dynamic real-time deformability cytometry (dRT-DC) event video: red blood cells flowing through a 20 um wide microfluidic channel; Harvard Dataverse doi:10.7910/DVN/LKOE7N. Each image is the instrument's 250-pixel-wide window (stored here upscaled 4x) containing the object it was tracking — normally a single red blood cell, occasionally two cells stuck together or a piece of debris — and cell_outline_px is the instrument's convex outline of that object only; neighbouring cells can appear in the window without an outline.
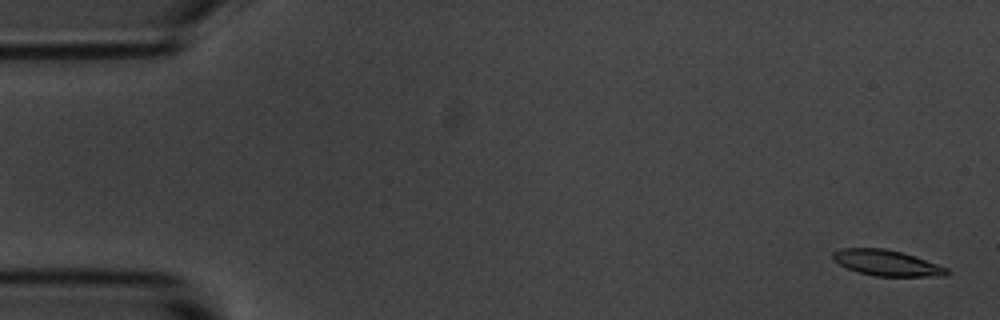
{"species": "common noctule bat (a hibernating species)", "species_latin": "Nyctalus noctula", "temperature_condition": "room temperature", "stored_images_in_passage": 55, "camera_frame_rate_fps": 3000, "um_per_image_px": 0.085, "animal": {"sex": "male", "body_mass_g": 20.1, "forearm_length_mm": 53.5}, "frame": {"image": 1, "passage_image": 1, "time_ms": 0.0, "image_size_px": [1000, 320], "cell_outline_px": [[952, 272], [948, 276], [876, 276], [856, 272], [832, 260], [832, 252], [840, 248], [884, 248], [900, 252], [948, 268]], "centroid_in_image_um": [75.35, 22.35], "position_along_channel_um": 9.6, "area_um2": 17.05}}
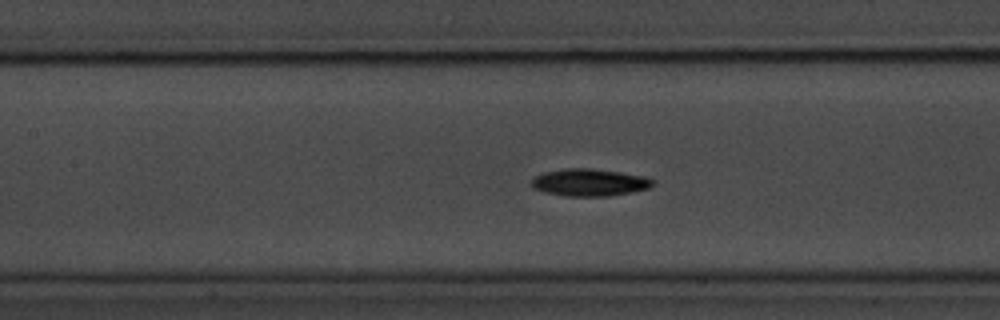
{"frame": {"image": 2, "passage_image": 24, "time_ms": 7.667, "image_size_px": [1000, 320], "cell_outline_px": [[656, 184], [648, 188], [632, 192], [608, 196], [564, 196], [544, 192], [532, 188], [532, 180], [536, 176], [544, 172], [568, 168], [592, 168], [620, 172], [644, 176], [652, 180]], "centroid_in_image_um": [50.11, 15.51], "position_along_channel_um": 157.3, "area_um2": 19.25}}
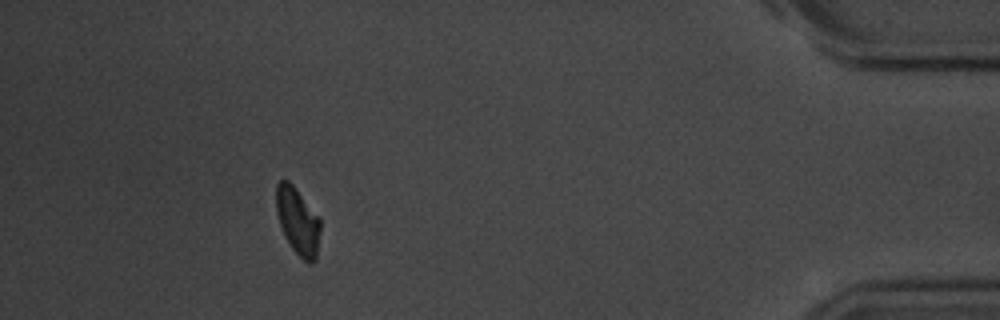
{"frame": {"image": 3, "passage_image": 50, "time_ms": 16.333, "image_size_px": [1000, 320], "cell_outline_px": [[320, 228], [316, 260], [312, 264], [308, 264], [292, 248], [284, 236], [276, 212], [276, 184], [280, 180], [288, 180], [292, 184], [320, 220]], "centroid_in_image_um": [25.29, 18.82], "position_along_channel_um": 409.9, "area_um2": 16.99}, "authors_computed_cell_mechanics": {"area_um2": 18.0336, "velocity_mm_per_s": 3.5896, "shape_relaxation_time_tau1_ms": 2.3747, "shape_relaxation_time_tau2_ms": null, "deformation_change_tau1": 0.1079, "deformation_change_tau2": null}}